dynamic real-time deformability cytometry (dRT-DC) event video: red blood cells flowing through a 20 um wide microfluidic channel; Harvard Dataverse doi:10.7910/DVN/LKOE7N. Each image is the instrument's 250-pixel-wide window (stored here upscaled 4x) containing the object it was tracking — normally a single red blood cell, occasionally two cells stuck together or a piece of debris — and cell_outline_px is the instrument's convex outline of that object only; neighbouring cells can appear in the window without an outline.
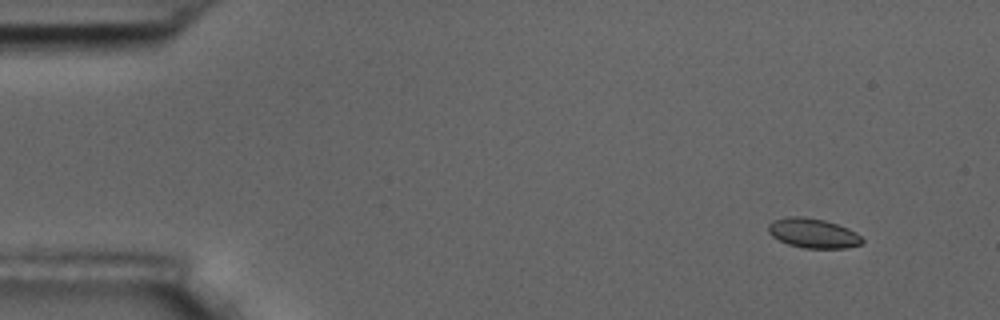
{"species": "common noctule bat (a hibernating species)", "species_latin": "Nyctalus noctula", "temperature_condition": "room temperature", "stored_images_in_passage": 6, "camera_frame_rate_fps": 3000, "um_per_image_px": 0.085, "animal": {"sex": "male", "body_mass_g": 17.5, "forearm_length_mm": 52.3}, "frame": {"image": 1, "passage_image": 1, "time_ms": 0.0, "image_size_px": [1000, 320], "cell_outline_px": [[864, 240], [860, 244], [848, 248], [804, 248], [788, 244], [772, 236], [768, 232], [768, 224], [772, 220], [788, 216], [800, 216], [824, 220], [848, 228], [856, 232]], "centroid_in_image_um": [69.09, 19.82], "position_along_channel_um": 15.9, "area_um2": 16.18}}
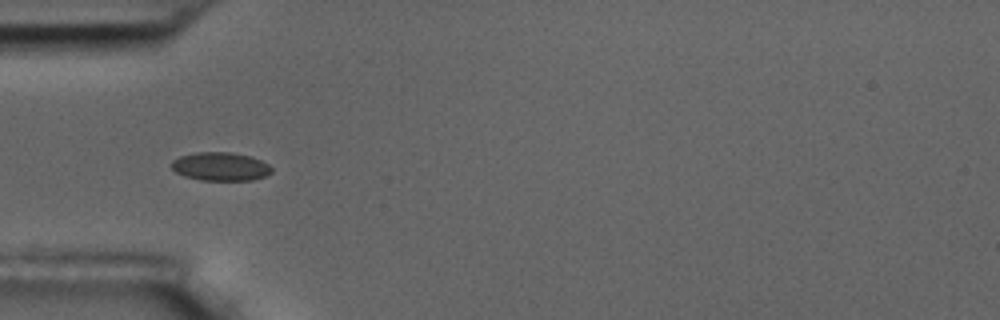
{"frame": {"image": 2, "passage_image": 4, "time_ms": 4.333, "image_size_px": [1000, 320], "cell_outline_px": [[272, 172], [264, 176], [252, 180], [200, 180], [184, 176], [176, 172], [172, 168], [172, 160], [180, 156], [196, 152], [232, 152], [252, 156], [268, 164], [272, 168]], "centroid_in_image_um": [18.74, 14.15], "position_along_channel_um": 66.3, "area_um2": 16.65}}
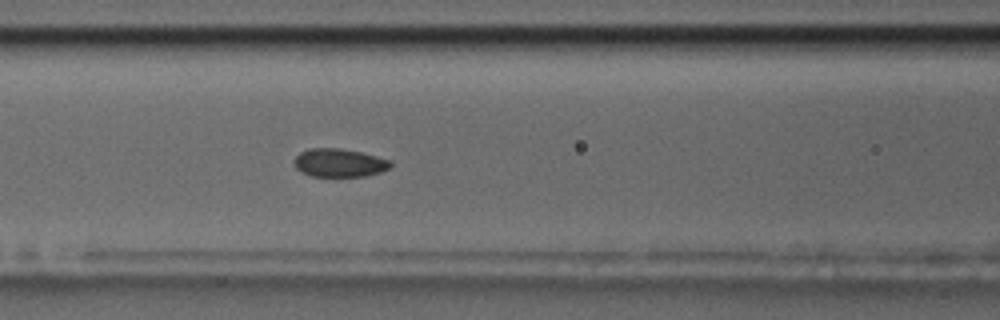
{"frame": {"image": 3, "passage_image": 6, "time_ms": 6.333, "image_size_px": [1000, 320], "cell_outline_px": [[392, 164], [388, 168], [380, 172], [364, 176], [312, 176], [300, 172], [296, 168], [296, 156], [300, 152], [308, 148], [340, 148], [360, 152], [392, 160]], "centroid_in_image_um": [28.84, 13.83], "position_along_channel_um": 137.8, "area_um2": 15.78}}